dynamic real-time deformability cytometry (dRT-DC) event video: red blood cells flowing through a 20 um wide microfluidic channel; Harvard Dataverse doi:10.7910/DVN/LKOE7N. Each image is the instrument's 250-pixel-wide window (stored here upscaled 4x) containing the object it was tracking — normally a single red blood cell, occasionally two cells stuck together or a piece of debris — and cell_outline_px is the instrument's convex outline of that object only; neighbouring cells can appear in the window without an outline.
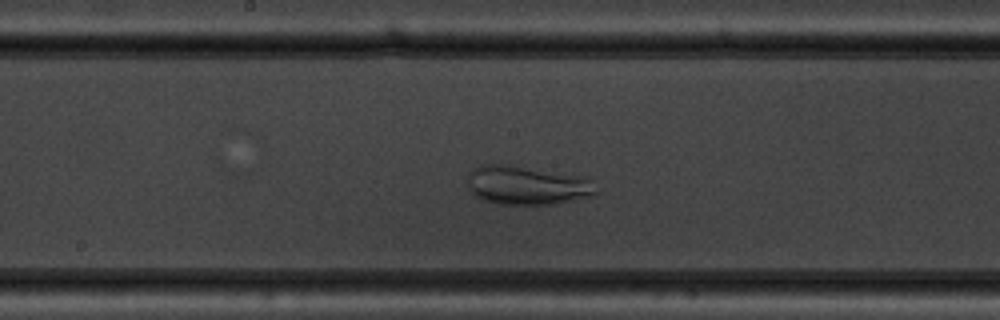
{"species": "common noctule bat (a hibernating species)", "species_latin": "Nyctalus noctula", "temperature_condition": "warm", "stored_images_in_passage": 44, "camera_frame_rate_fps": 3000, "um_per_image_px": 0.085, "animal": {"sex": "male", "body_mass_g": 19.5, "forearm_length_mm": 54.6}, "frame": {"image": 1, "passage_image": 18, "time_ms": 5.667, "image_size_px": [1000, 320], "cell_outline_px": [[596, 192], [592, 196], [556, 204], [496, 204], [484, 200], [476, 196], [468, 188], [468, 172], [472, 168], [480, 164], [512, 164], [588, 176], [592, 180]], "centroid_in_image_um": [44.8, 15.72], "position_along_channel_um": 203.4, "area_um2": 29.82}}
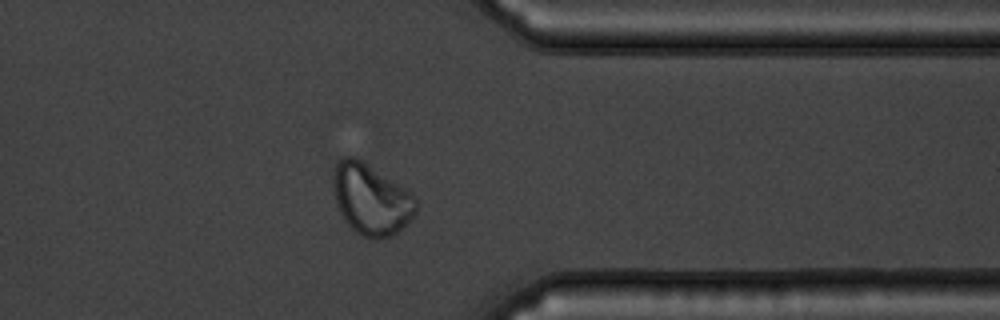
{"frame": {"image": 2, "passage_image": 33, "time_ms": 10.667, "image_size_px": [1000, 320], "cell_outline_px": [[416, 212], [412, 220], [392, 236], [372, 240], [356, 232], [344, 220], [336, 204], [332, 188], [332, 180], [336, 160], [344, 156], [352, 156], [360, 160], [412, 192], [416, 196]], "centroid_in_image_um": [31.53, 16.95], "position_along_channel_um": 379.9, "area_um2": 34.45}}
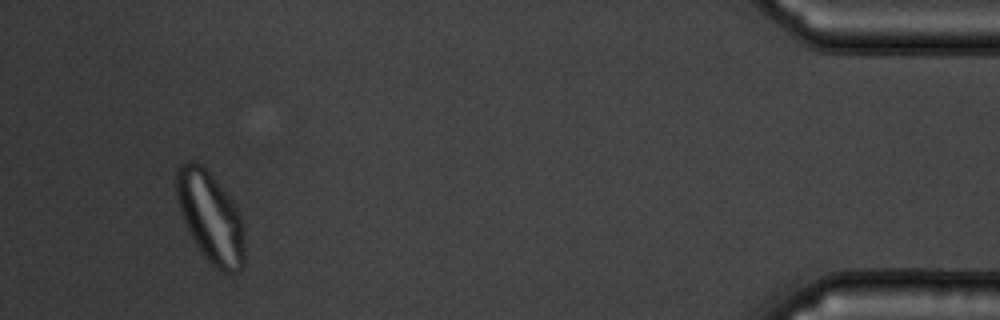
{"frame": {"image": 3, "passage_image": 41, "time_ms": 13.333, "image_size_px": [1000, 320], "cell_outline_px": [[244, 268], [240, 272], [232, 276], [228, 276], [220, 272], [200, 252], [188, 232], [176, 196], [176, 168], [184, 160], [196, 160], [204, 164], [232, 200], [240, 216], [244, 240]], "centroid_in_image_um": [17.89, 18.47], "position_along_channel_um": 417.3, "area_um2": 36.7}}